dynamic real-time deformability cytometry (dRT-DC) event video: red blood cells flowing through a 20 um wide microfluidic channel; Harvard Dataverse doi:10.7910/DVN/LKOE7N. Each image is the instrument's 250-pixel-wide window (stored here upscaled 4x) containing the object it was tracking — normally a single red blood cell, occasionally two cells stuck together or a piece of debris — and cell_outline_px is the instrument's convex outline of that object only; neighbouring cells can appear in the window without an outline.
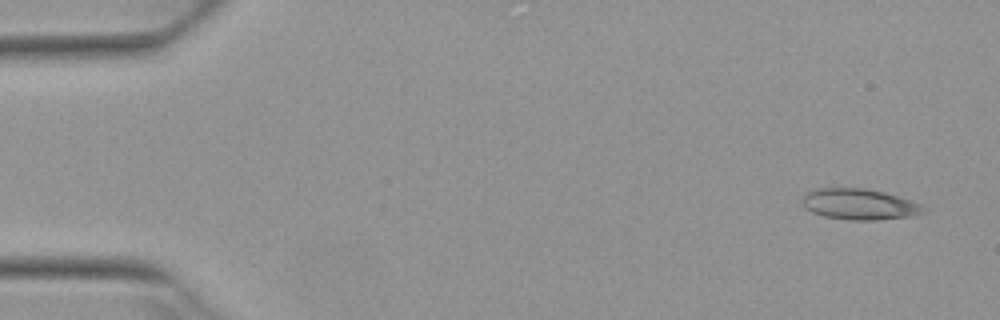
{"species": "Egyptian fruit bat (a non-hibernating species)", "species_latin": "Rousettus aegyptiacus", "temperature_condition": "warm", "stored_images_in_passage": 3, "segment_of_instrument_passage": [2, 2], "camera_frame_rate_fps": 3000, "um_per_image_px": 0.085, "animal": {"sex": "female"}, "frame": {"image": 1, "passage_image": 3, "time_ms": 0.667, "image_size_px": [1000, 320], "cell_outline_px": [[928, 212], [916, 216], [876, 220], [852, 220], [824, 216], [812, 212], [804, 208], [800, 200], [800, 196], [808, 192], [820, 188], [864, 188], [884, 192], [912, 200], [924, 204], [928, 208]], "centroid_in_image_um": [73.11, 17.37], "position_along_channel_um": 11.9, "area_um2": 22.37}}